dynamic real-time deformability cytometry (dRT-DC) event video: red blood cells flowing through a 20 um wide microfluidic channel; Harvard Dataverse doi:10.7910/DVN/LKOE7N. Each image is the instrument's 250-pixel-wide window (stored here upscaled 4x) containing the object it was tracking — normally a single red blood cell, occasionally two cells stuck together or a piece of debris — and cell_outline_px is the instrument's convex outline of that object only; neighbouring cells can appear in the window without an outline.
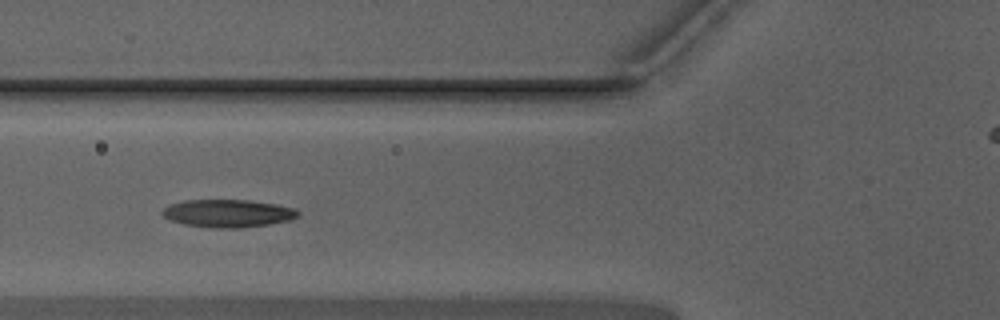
{"species": "Egyptian fruit bat (a non-hibernating species)", "species_latin": "Rousettus aegyptiacus", "temperature_condition": "warm", "stored_images_in_passage": 38, "camera_frame_rate_fps": 3000, "um_per_image_px": 0.085, "animal": {"sex": "male"}, "frame": {"image": 1, "passage_image": 5, "time_ms": 1.333, "image_size_px": [1000, 320], "cell_outline_px": [[300, 212], [296, 216], [288, 220], [268, 224], [240, 228], [212, 228], [184, 224], [172, 220], [164, 216], [160, 212], [164, 208], [172, 204], [184, 200], [248, 200], [276, 204], [296, 208]], "centroid_in_image_um": [19.37, 18.13], "position_along_channel_um": 106.4, "area_um2": 21.79}}
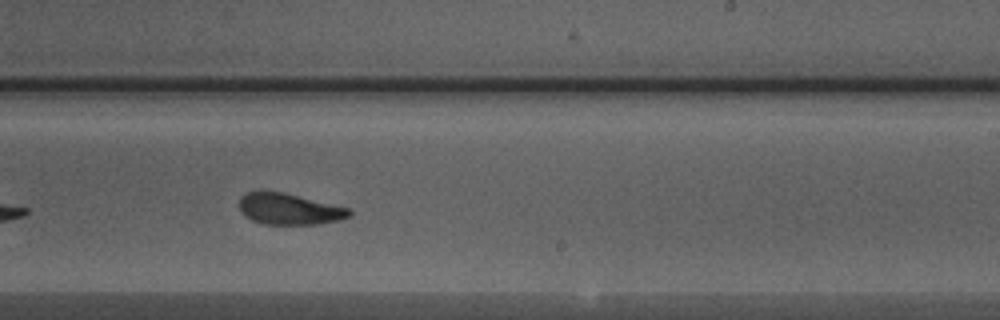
{"frame": {"image": 2, "passage_image": 17, "time_ms": 5.333, "image_size_px": [1000, 320], "cell_outline_px": [[352, 216], [340, 220], [316, 224], [264, 224], [252, 220], [240, 212], [240, 196], [248, 192], [260, 188], [284, 192], [352, 208]], "centroid_in_image_um": [24.59, 17.73], "position_along_channel_um": 264.4, "area_um2": 20.63}}
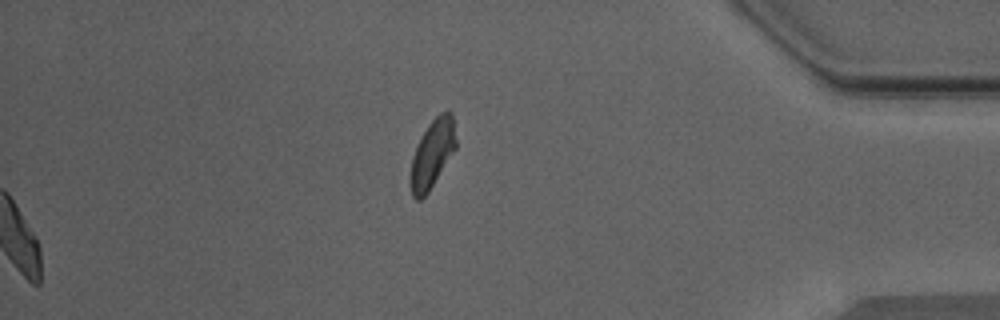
{"frame": {"image": 3, "passage_image": 38, "time_ms": 12.333, "image_size_px": [1000, 320], "cell_outline_px": [[456, 148], [428, 192], [420, 200], [416, 200], [412, 196], [408, 184], [408, 180], [412, 156], [416, 144], [420, 136], [428, 124], [440, 112], [452, 112], [456, 140]], "centroid_in_image_um": [36.69, 13.1], "position_along_channel_um": 398.5, "area_um2": 18.38}, "authors_computed_cell_mechanics": {"area_um2": 20.519, "velocity_mm_per_s": 3.9507, "shape_relaxation_time_tau1_ms": 4.899, "shape_relaxation_time_tau2_ms": 2.3129, "deformation_change_tau1": 0.1542, "deformation_change_tau2": 0.0909}}